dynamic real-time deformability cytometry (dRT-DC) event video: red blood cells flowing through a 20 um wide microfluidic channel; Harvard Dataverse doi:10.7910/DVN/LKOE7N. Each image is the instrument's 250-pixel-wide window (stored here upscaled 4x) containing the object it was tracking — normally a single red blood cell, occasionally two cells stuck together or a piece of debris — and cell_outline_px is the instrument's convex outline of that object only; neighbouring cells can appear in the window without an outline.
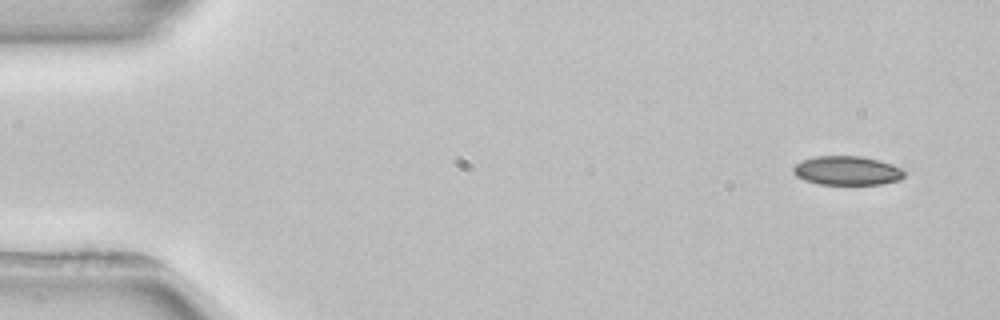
{"species": "common noctule bat (a hibernating species)", "species_latin": "Nyctalus noctula", "temperature_condition": "room temperature", "stored_images_in_passage": 3, "camera_frame_rate_fps": 3000, "um_per_image_px": 0.085, "animal": {"sex": "female", "body_mass_g": 22.7, "forearm_length_mm": 54.2}, "frame": {"image": 1, "passage_image": 1, "time_ms": 0.0, "image_size_px": [1000, 320], "cell_outline_px": [[904, 176], [900, 180], [880, 184], [820, 184], [804, 180], [796, 176], [792, 172], [792, 168], [796, 164], [804, 160], [816, 156], [860, 156], [880, 160], [892, 164], [900, 168], [904, 172]], "centroid_in_image_um": [71.99, 14.5], "position_along_channel_um": 13.0, "area_um2": 18.73}}
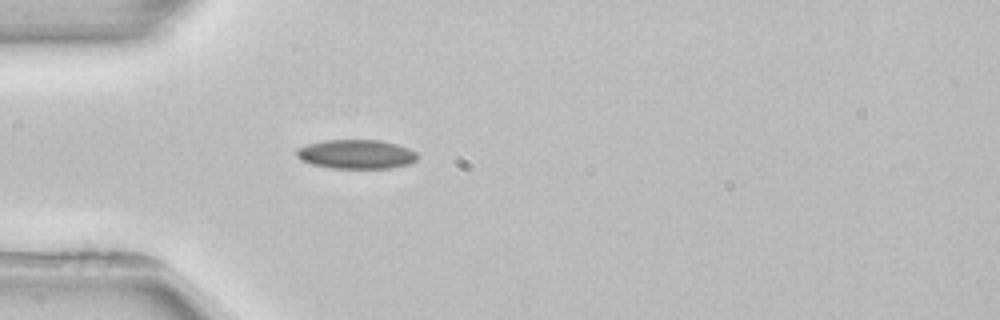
{"frame": {"image": 2, "passage_image": 3, "time_ms": 4.0, "image_size_px": [1000, 320], "cell_outline_px": [[420, 156], [412, 164], [388, 168], [332, 168], [312, 164], [300, 160], [296, 156], [296, 148], [308, 144], [324, 140], [380, 140], [396, 144], [408, 148], [416, 152]], "centroid_in_image_um": [30.29, 13.11], "position_along_channel_um": 54.7, "area_um2": 20.69}}